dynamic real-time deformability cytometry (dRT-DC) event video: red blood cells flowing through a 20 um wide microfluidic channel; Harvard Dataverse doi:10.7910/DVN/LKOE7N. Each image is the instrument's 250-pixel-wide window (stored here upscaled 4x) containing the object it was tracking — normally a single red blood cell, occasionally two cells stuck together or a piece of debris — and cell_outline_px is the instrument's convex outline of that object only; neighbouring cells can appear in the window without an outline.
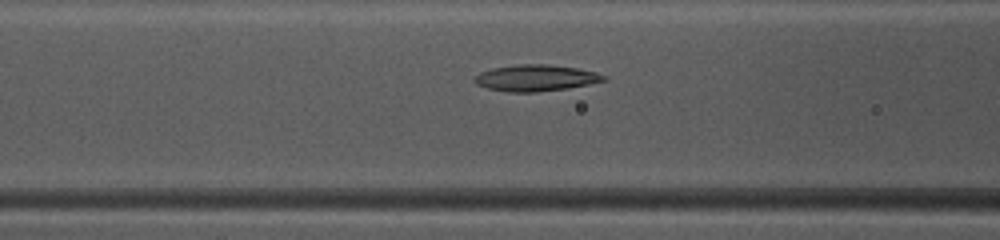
{"species": "common noctule bat (a hibernating species)", "species_latin": "Nyctalus noctula", "temperature_condition": "warm", "stored_images_in_passage": 44, "camera_frame_rate_fps": 3000, "um_per_image_px": 0.085, "animal": {"sex": "female", "body_mass_g": 10.0, "forearm_length_mm": 53.1}, "frame": {"image": 1, "passage_image": 20, "time_ms": 6.333, "image_size_px": [1000, 240], "cell_outline_px": [[608, 80], [568, 88], [536, 92], [508, 92], [488, 88], [476, 84], [476, 76], [480, 72], [492, 68], [520, 64], [548, 64], [576, 68], [596, 72], [608, 76]], "centroid_in_image_um": [45.58, 6.62], "position_along_channel_um": 121.0, "area_um2": 19.77}}
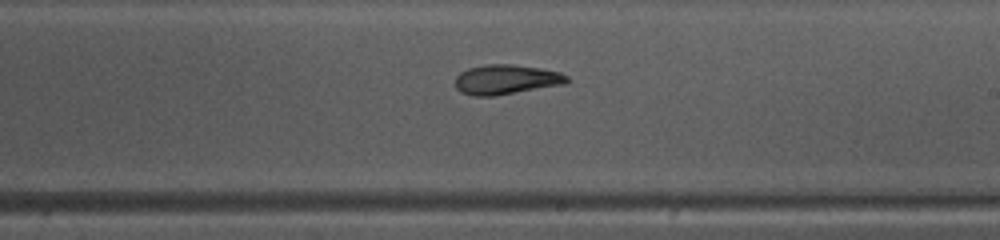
{"frame": {"image": 2, "passage_image": 29, "time_ms": 9.333, "image_size_px": [1000, 240], "cell_outline_px": [[572, 80], [564, 84], [492, 96], [472, 96], [460, 92], [456, 88], [456, 76], [460, 72], [468, 68], [484, 64], [512, 64], [540, 68], [560, 72], [568, 76]], "centroid_in_image_um": [43.02, 6.75], "position_along_channel_um": 246.0, "area_um2": 19.42}}
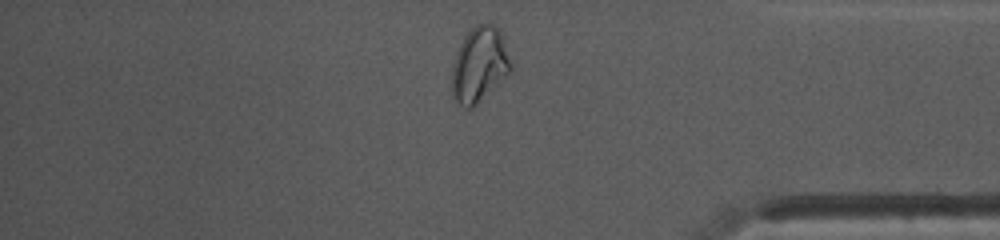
{"frame": {"image": 3, "passage_image": 41, "time_ms": 13.333, "image_size_px": [1000, 240], "cell_outline_px": [[512, 64], [508, 72], [472, 108], [464, 108], [456, 100], [452, 92], [452, 68], [460, 44], [464, 36], [476, 24], [488, 20], [496, 24], [500, 32]], "centroid_in_image_um": [40.73, 5.43], "position_along_channel_um": 394.5, "area_um2": 25.26}, "authors_computed_cell_mechanics": {"area_um2": 20.4323, "velocity_mm_per_s": 4.1634, "shape_relaxation_time_tau1_ms": 6.5279, "shape_relaxation_time_tau2_ms": 4.1172, "deformation_change_tau1": 0.2143, "deformation_change_tau2": 0.0923}}